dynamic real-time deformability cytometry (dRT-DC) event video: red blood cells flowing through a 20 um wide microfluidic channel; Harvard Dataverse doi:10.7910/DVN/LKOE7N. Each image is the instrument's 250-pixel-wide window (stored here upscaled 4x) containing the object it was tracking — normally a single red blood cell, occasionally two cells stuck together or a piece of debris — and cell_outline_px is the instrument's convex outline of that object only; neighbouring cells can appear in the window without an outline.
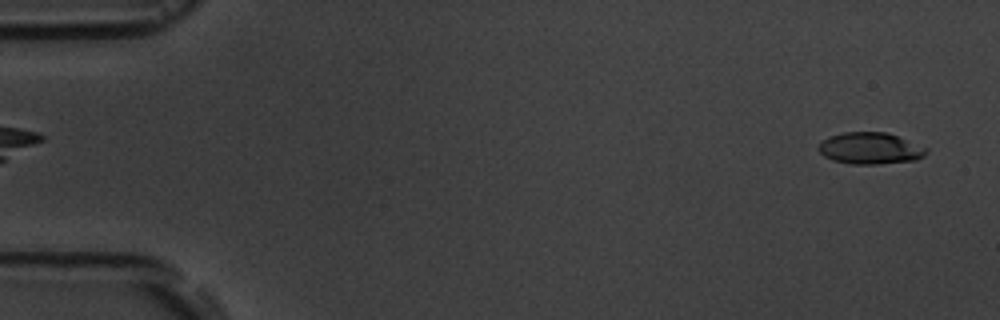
{"species": "common noctule bat (a hibernating species)", "species_latin": "Nyctalus noctula", "temperature_condition": "room temperature", "stored_images_in_passage": 55, "camera_frame_rate_fps": 3000, "um_per_image_px": 0.085, "animal": {"sex": "male", "body_mass_g": 19.5, "forearm_length_mm": 54.6}, "frame": {"image": 1, "passage_image": 2, "time_ms": 0.333, "image_size_px": [1000, 320], "cell_outline_px": [[928, 152], [924, 156], [916, 160], [876, 164], [852, 164], [832, 160], [824, 156], [816, 148], [824, 140], [832, 136], [844, 132], [884, 132], [896, 136], [928, 148]], "centroid_in_image_um": [73.97, 12.62], "position_along_channel_um": 11.0, "area_um2": 19.65}}
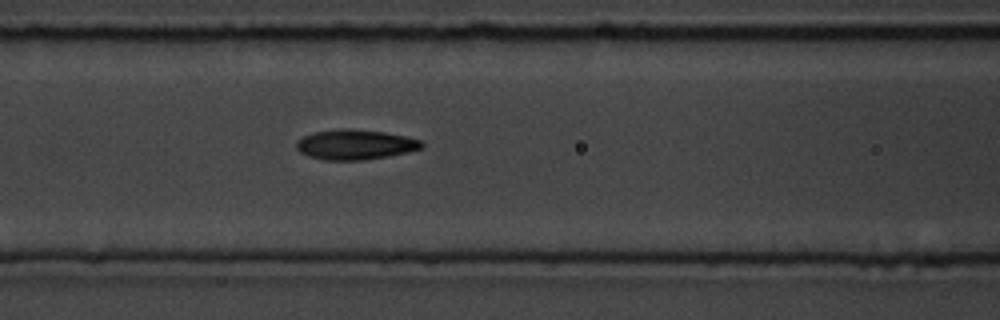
{"frame": {"image": 2, "passage_image": 23, "time_ms": 7.333, "image_size_px": [1000, 320], "cell_outline_px": [[424, 148], [408, 152], [388, 156], [364, 160], [324, 160], [308, 156], [300, 152], [296, 148], [296, 140], [304, 136], [316, 132], [348, 128], [384, 132], [404, 136], [420, 140], [424, 144]], "centroid_in_image_um": [30.2, 12.3], "position_along_channel_um": 136.4, "area_um2": 21.85}}
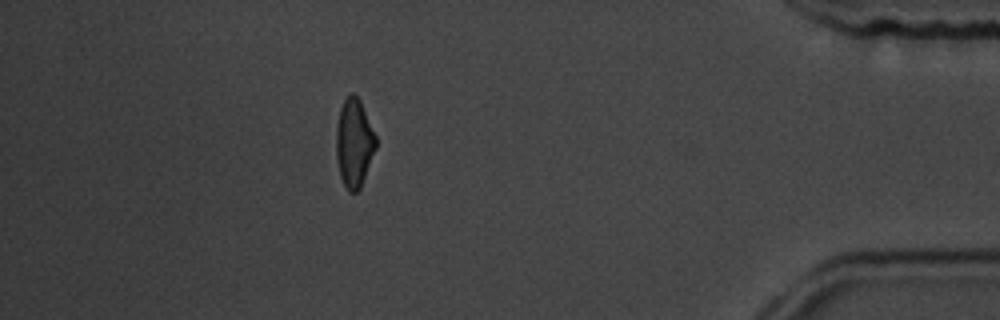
{"frame": {"image": 3, "passage_image": 49, "time_ms": 16.0, "image_size_px": [1000, 320], "cell_outline_px": [[376, 148], [360, 188], [356, 192], [348, 192], [340, 176], [336, 160], [336, 124], [340, 108], [344, 100], [352, 92], [360, 100], [376, 136]], "centroid_in_image_um": [30.08, 12.16], "position_along_channel_um": 405.1, "area_um2": 20.4}, "authors_computed_cell_mechanics": {"area_um2": 20.6924, "velocity_mm_per_s": 3.6447, "shape_relaxation_time_tau1_ms": 3.5466, "shape_relaxation_time_tau2_ms": 2.9788, "deformation_change_tau1": 0.1404, "deformation_change_tau2": 0.1013}}